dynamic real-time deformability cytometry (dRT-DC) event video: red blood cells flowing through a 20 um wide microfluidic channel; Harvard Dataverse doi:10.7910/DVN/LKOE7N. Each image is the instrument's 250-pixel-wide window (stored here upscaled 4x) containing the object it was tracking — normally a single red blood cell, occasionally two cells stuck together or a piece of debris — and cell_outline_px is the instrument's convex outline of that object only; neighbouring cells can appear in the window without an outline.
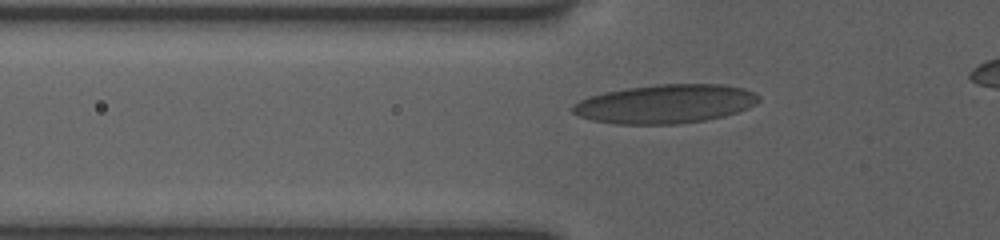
{"species": "human", "species_latin": "Homo sapiens", "temperature_condition": "room temperature", "stored_images_in_passage": 30, "camera_frame_rate_fps": 3000, "um_per_image_px": 0.085, "donor": {"sex": "female"}, "frame": {"image": 1, "passage_image": 4, "time_ms": 1.0, "image_size_px": [1000, 240], "cell_outline_px": [[760, 100], [756, 104], [748, 108], [724, 116], [704, 120], [676, 124], [616, 124], [592, 120], [580, 116], [572, 112], [572, 104], [580, 100], [604, 92], [628, 88], [656, 84], [724, 84], [744, 88], [756, 92], [760, 96]], "centroid_in_image_um": [56.59, 8.82], "position_along_channel_um": 69.2, "area_um2": 42.19}}
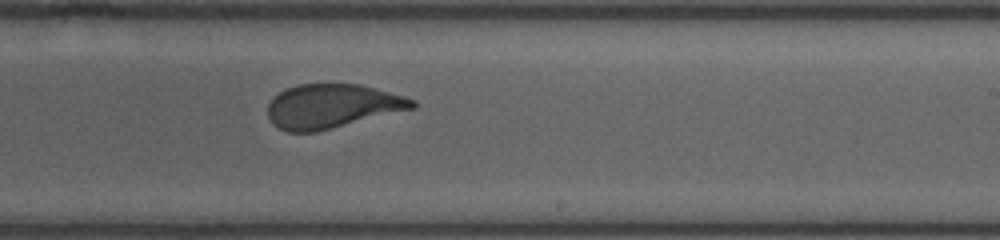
{"frame": {"image": 2, "passage_image": 17, "time_ms": 6.0, "image_size_px": [1000, 240], "cell_outline_px": [[416, 108], [316, 132], [288, 132], [272, 124], [268, 116], [268, 104], [280, 92], [288, 88], [300, 84], [360, 84], [404, 96], [416, 100]], "centroid_in_image_um": [28.25, 9.03], "position_along_channel_um": 260.8, "area_um2": 36.99}}
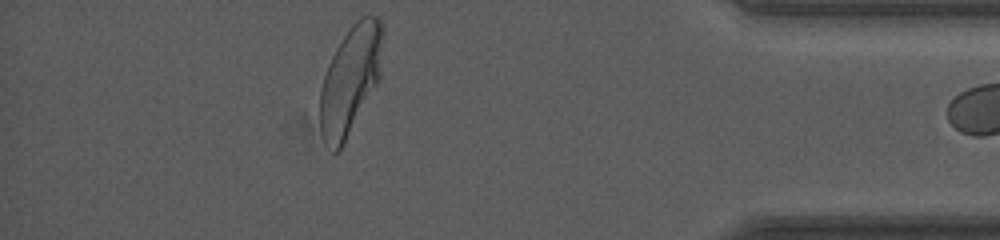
{"frame": {"image": 3, "passage_image": 29, "time_ms": 10.667, "image_size_px": [1000, 240], "cell_outline_px": [[380, 40], [376, 80], [340, 152], [332, 152], [324, 140], [320, 132], [320, 88], [328, 64], [336, 48], [352, 24], [360, 16], [368, 12], [380, 16]], "centroid_in_image_um": [29.68, 6.8], "position_along_channel_um": 405.5, "area_um2": 38.09}}